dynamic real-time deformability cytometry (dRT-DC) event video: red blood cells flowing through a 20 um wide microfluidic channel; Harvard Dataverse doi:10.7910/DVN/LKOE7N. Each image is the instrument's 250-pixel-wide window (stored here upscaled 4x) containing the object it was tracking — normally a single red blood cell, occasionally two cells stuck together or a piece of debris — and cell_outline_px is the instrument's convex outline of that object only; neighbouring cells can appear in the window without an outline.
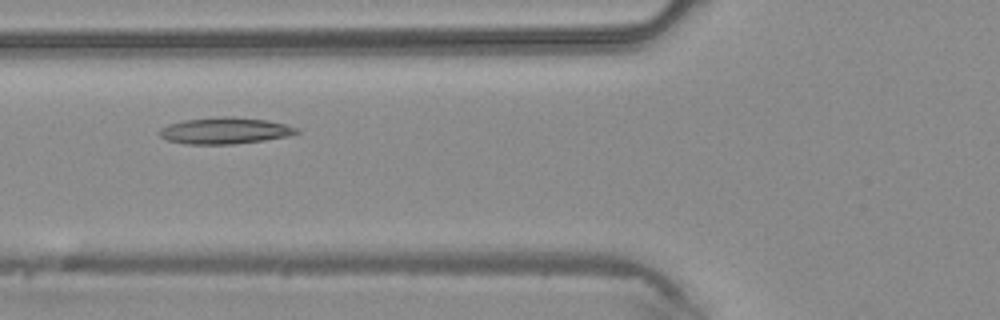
{"species": "common noctule bat (a hibernating species)", "species_latin": "Nyctalus noctula", "temperature_condition": "warm", "stored_images_in_passage": 3, "camera_frame_rate_fps": 3000, "um_per_image_px": 0.085, "animal": {"sex": "male", "body_mass_g": 20.4}, "frame": {"image": 1, "passage_image": 3, "time_ms": 0.667, "image_size_px": [1000, 320], "cell_outline_px": [[300, 132], [288, 136], [264, 140], [232, 144], [188, 144], [168, 140], [160, 136], [160, 128], [168, 124], [184, 120], [224, 116], [228, 116], [268, 120], [284, 124], [296, 128]], "centroid_in_image_um": [19.11, 11.1], "position_along_channel_um": 106.7, "area_um2": 20.92}}